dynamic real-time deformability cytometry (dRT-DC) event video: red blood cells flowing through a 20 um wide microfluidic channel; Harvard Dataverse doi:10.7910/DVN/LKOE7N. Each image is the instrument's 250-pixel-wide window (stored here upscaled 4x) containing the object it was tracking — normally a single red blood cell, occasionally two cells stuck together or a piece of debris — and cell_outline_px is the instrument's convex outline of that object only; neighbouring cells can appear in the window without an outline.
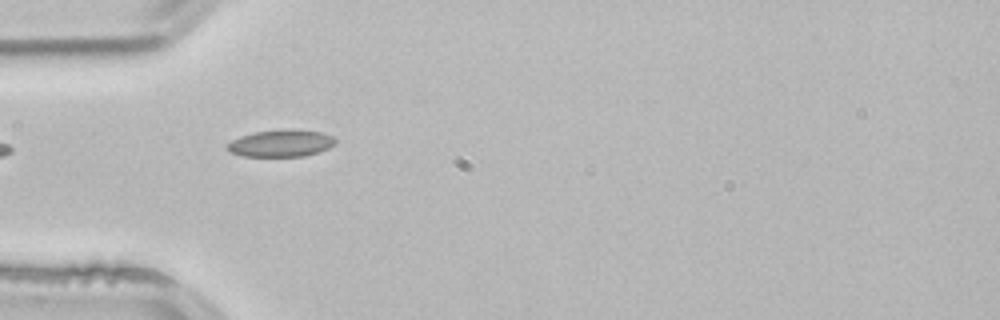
{"species": "common noctule bat (a hibernating species)", "species_latin": "Nyctalus noctula", "temperature_condition": "room temperature", "stored_images_in_passage": 4, "camera_frame_rate_fps": 3000, "um_per_image_px": 0.085, "animal": {"sex": "male", "body_mass_g": 21.5, "forearm_length_mm": 52.0}, "frame": {"image": 1, "passage_image": 3, "time_ms": 0.667, "image_size_px": [1000, 320], "cell_outline_px": [[336, 144], [328, 148], [304, 156], [244, 156], [232, 152], [228, 148], [228, 144], [232, 140], [240, 136], [252, 132], [284, 128], [296, 128], [324, 132], [332, 136], [336, 140]], "centroid_in_image_um": [23.94, 12.14], "position_along_channel_um": 61.1, "area_um2": 17.22}}